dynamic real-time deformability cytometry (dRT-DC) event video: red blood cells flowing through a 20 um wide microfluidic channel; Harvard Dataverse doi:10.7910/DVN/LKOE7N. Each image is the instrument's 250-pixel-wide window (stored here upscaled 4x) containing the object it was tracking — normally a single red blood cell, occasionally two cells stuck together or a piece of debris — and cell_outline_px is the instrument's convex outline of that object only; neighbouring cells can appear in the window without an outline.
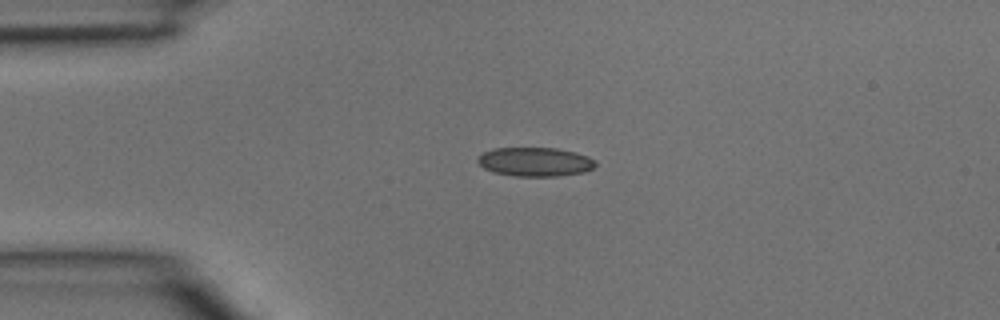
{"species": "common noctule bat (a hibernating species)", "species_latin": "Nyctalus noctula", "temperature_condition": "room temperature", "stored_images_in_passage": 3, "camera_frame_rate_fps": 3000, "um_per_image_px": 0.085, "animal": {"sex": "male", "body_mass_g": 15.6}, "frame": {"image": 1, "passage_image": 2, "time_ms": 0.333, "image_size_px": [1000, 320], "cell_outline_px": [[596, 164], [592, 168], [584, 172], [556, 176], [516, 176], [492, 172], [484, 168], [476, 160], [484, 152], [492, 148], [556, 148], [588, 156], [596, 160]], "centroid_in_image_um": [45.47, 13.76], "position_along_channel_um": 39.5, "area_um2": 19.77}}
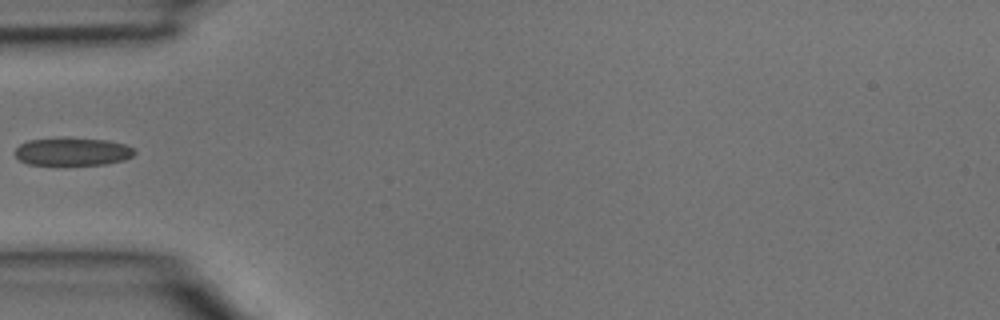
{"frame": {"image": 2, "passage_image": 3, "time_ms": 0.667, "image_size_px": [1000, 320], "cell_outline_px": [[136, 152], [132, 156], [124, 160], [104, 164], [28, 164], [20, 160], [12, 152], [20, 144], [28, 140], [60, 136], [64, 136], [108, 140], [124, 144], [136, 148]], "centroid_in_image_um": [6.15, 12.85], "position_along_channel_um": 78.8, "area_um2": 19.88}}